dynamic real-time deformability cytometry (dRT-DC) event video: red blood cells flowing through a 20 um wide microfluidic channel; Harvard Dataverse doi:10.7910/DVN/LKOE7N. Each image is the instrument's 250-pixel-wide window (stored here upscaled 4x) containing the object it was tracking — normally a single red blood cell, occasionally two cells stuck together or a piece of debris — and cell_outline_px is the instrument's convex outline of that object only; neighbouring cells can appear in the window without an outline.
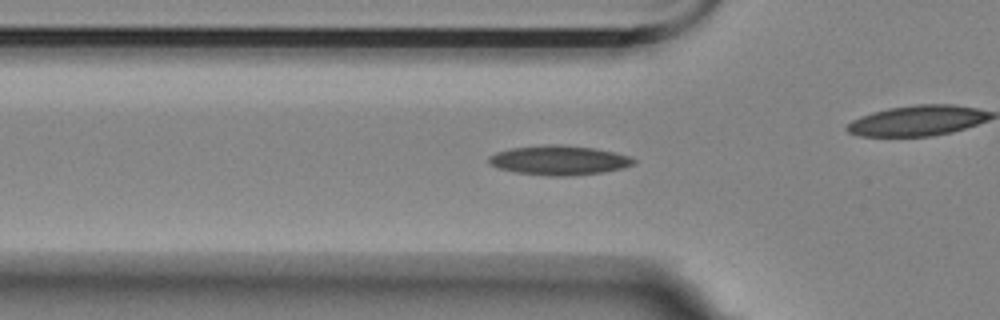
{"species": "Egyptian fruit bat (a non-hibernating species)", "species_latin": "Rousettus aegyptiacus", "temperature_condition": "room temperature", "stored_images_in_passage": 35, "camera_frame_rate_fps": 3000, "um_per_image_px": 0.085, "animal": {"sex": "female"}, "frame": {"image": 1, "passage_image": 3, "time_ms": 0.667, "image_size_px": [1000, 320], "cell_outline_px": [[636, 164], [624, 168], [604, 172], [568, 176], [548, 176], [516, 172], [500, 168], [492, 164], [488, 160], [488, 156], [496, 152], [512, 148], [548, 144], [560, 144], [592, 148], [632, 156], [636, 160]], "centroid_in_image_um": [47.57, 13.62], "position_along_channel_um": 78.2, "area_um2": 24.85}}
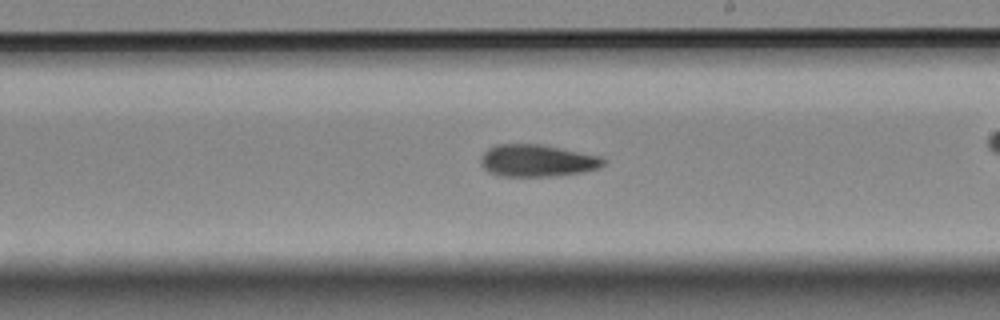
{"frame": {"image": 2, "passage_image": 17, "time_ms": 5.333, "image_size_px": [1000, 320], "cell_outline_px": [[604, 164], [600, 168], [584, 172], [552, 176], [496, 176], [488, 172], [480, 164], [480, 160], [484, 152], [488, 148], [496, 144], [540, 144], [600, 156], [604, 160]], "centroid_in_image_um": [45.62, 13.66], "position_along_channel_um": 243.4, "area_um2": 23.0}}
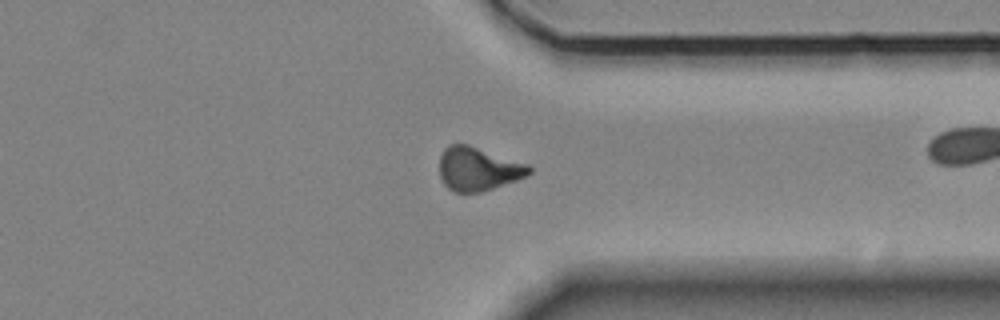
{"frame": {"image": 3, "passage_image": 28, "time_ms": 9.0, "image_size_px": [1000, 320], "cell_outline_px": [[532, 172], [516, 180], [480, 192], [452, 192], [444, 184], [440, 176], [440, 156], [444, 148], [448, 144], [468, 144], [528, 164], [532, 168]], "centroid_in_image_um": [40.61, 14.35], "position_along_channel_um": 370.8, "area_um2": 22.66}}